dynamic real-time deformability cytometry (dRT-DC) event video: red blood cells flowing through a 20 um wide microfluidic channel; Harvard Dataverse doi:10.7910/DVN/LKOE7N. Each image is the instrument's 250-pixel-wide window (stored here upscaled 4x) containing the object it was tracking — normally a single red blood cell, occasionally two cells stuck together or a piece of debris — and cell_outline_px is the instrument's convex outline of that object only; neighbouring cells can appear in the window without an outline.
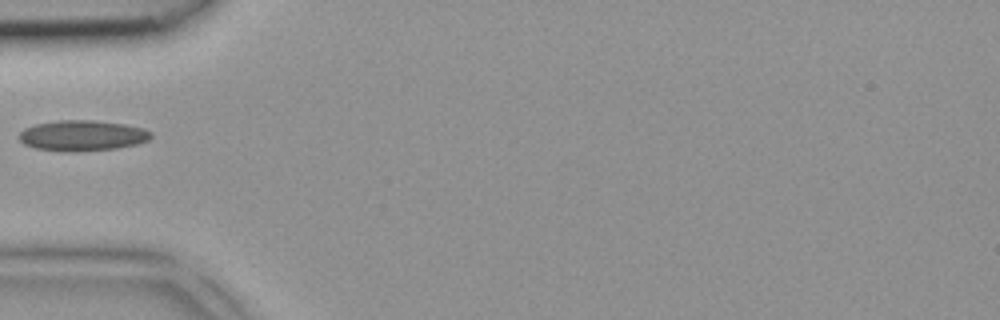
{"species": "common noctule bat (a hibernating species)", "species_latin": "Nyctalus noctula", "temperature_condition": "room temperature", "stored_images_in_passage": 1, "camera_frame_rate_fps": 3000, "um_per_image_px": 0.085, "animal": {"sex": "female", "body_mass_g": 18.4}, "frame": {"image": 1, "passage_image": 1, "time_ms": 0.0, "image_size_px": [1000, 320], "cell_outline_px": [[152, 136], [148, 140], [136, 144], [116, 148], [36, 148], [24, 144], [16, 136], [24, 128], [36, 124], [56, 120], [92, 120], [124, 124], [144, 128], [152, 132]], "centroid_in_image_um": [7.01, 11.45], "position_along_channel_um": 78.0, "area_um2": 22.37}}